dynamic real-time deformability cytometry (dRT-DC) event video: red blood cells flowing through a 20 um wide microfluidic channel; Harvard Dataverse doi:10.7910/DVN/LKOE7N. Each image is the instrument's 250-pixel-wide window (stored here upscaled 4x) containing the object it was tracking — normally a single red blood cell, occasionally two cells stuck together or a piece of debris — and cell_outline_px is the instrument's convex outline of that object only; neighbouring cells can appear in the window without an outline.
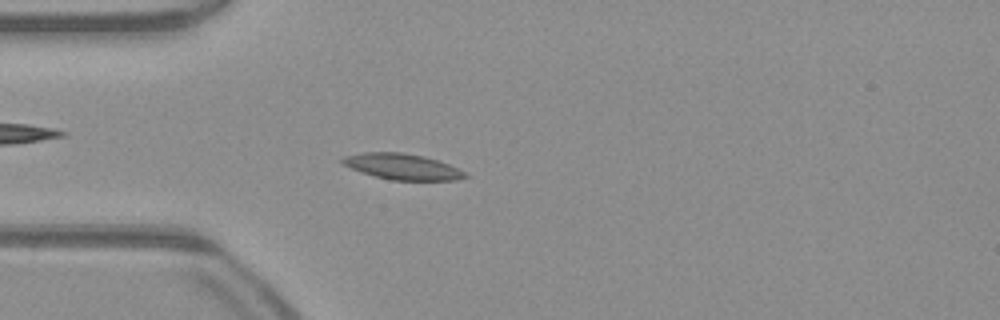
{"species": "common noctule bat (a hibernating species)", "species_latin": "Nyctalus noctula", "temperature_condition": "warm", "stored_images_in_passage": 51, "camera_frame_rate_fps": 3000, "um_per_image_px": 0.085, "animal": {"sex": "male", "body_mass_g": 23.1, "forearm_length_mm": 52.7}, "frame": {"image": 1, "passage_image": 14, "time_ms": 4.333, "image_size_px": [1000, 320], "cell_outline_px": [[468, 176], [456, 180], [392, 180], [376, 176], [352, 168], [344, 164], [340, 160], [344, 156], [360, 152], [404, 152], [424, 156], [448, 164], [464, 172]], "centroid_in_image_um": [34.18, 14.15], "position_along_channel_um": 50.8, "area_um2": 18.21}}
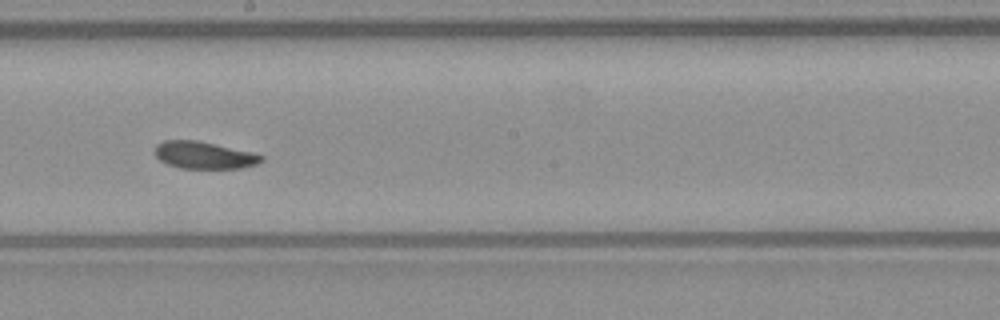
{"frame": {"image": 2, "passage_image": 28, "time_ms": 9.0, "image_size_px": [1000, 320], "cell_outline_px": [[264, 160], [256, 164], [240, 168], [180, 168], [168, 164], [160, 160], [156, 156], [156, 144], [164, 140], [196, 140], [252, 152], [264, 156]], "centroid_in_image_um": [17.35, 13.19], "position_along_channel_um": 230.9, "area_um2": 16.7}}
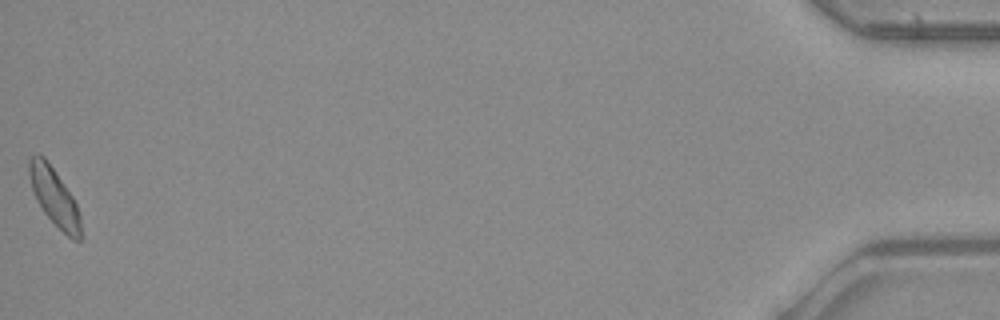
{"frame": {"image": 3, "passage_image": 51, "time_ms": 16.667, "image_size_px": [1000, 320], "cell_outline_px": [[84, 236], [80, 240], [72, 240], [44, 212], [36, 200], [32, 188], [28, 172], [28, 160], [36, 152], [44, 156], [72, 196], [76, 204], [80, 216]], "centroid_in_image_um": [4.63, 16.75], "position_along_channel_um": 430.6, "area_um2": 17.28}, "authors_computed_cell_mechanics": {"area_um2": 17.4556, "velocity_mm_per_s": 4.0271, "shape_relaxation_time_tau1_ms": null, "shape_relaxation_time_tau2_ms": 8.4115, "deformation_change_tau1": null, "deformation_change_tau2": 0.175}}